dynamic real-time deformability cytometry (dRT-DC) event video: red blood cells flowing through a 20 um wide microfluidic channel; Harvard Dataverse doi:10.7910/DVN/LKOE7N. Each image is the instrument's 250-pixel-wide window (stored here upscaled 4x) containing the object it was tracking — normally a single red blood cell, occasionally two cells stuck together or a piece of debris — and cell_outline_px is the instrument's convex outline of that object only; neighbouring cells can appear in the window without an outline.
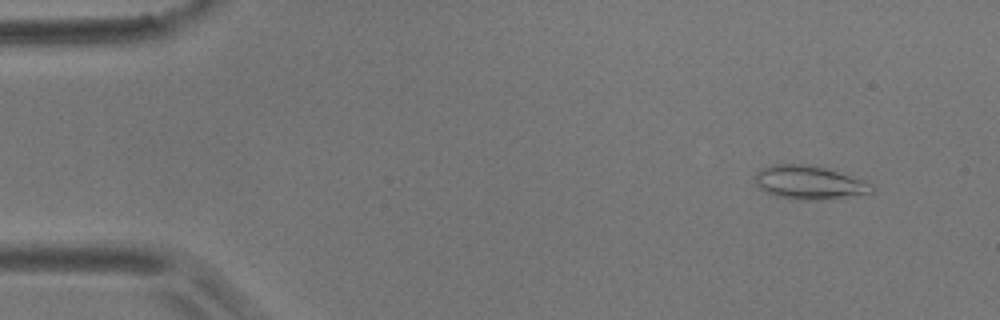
{"species": "common noctule bat (a hibernating species)", "species_latin": "Nyctalus noctula", "temperature_condition": "room temperature", "stored_images_in_passage": 55, "camera_frame_rate_fps": 3000, "um_per_image_px": 0.085, "animal": {"sex": "male", "body_mass_g": 17.9}, "frame": {"image": 1, "passage_image": 5, "time_ms": 1.333, "image_size_px": [1000, 320], "cell_outline_px": [[876, 188], [872, 192], [820, 200], [792, 200], [776, 196], [760, 188], [756, 184], [756, 172], [760, 168], [772, 164], [808, 164], [824, 168], [864, 180], [872, 184]], "centroid_in_image_um": [68.75, 15.51], "position_along_channel_um": 16.2, "area_um2": 22.72}}
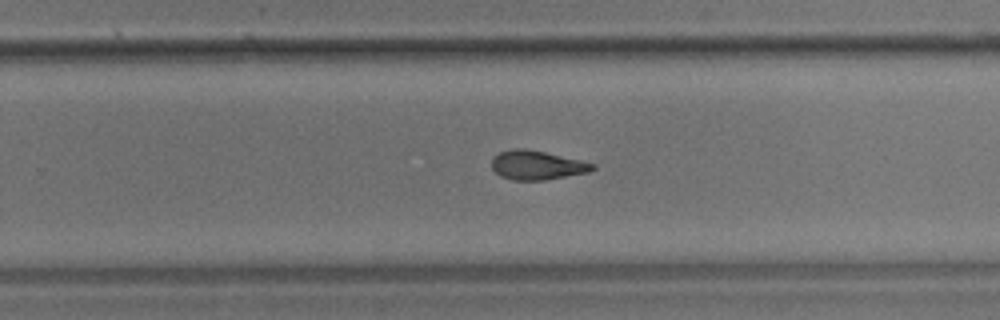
{"frame": {"image": 2, "passage_image": 35, "time_ms": 11.333, "image_size_px": [1000, 320], "cell_outline_px": [[596, 168], [588, 172], [544, 180], [512, 180], [500, 176], [492, 168], [492, 156], [500, 152], [512, 148], [524, 148], [544, 152], [580, 160], [596, 164]], "centroid_in_image_um": [45.61, 14.03], "position_along_channel_um": 284.2, "area_um2": 17.05}}
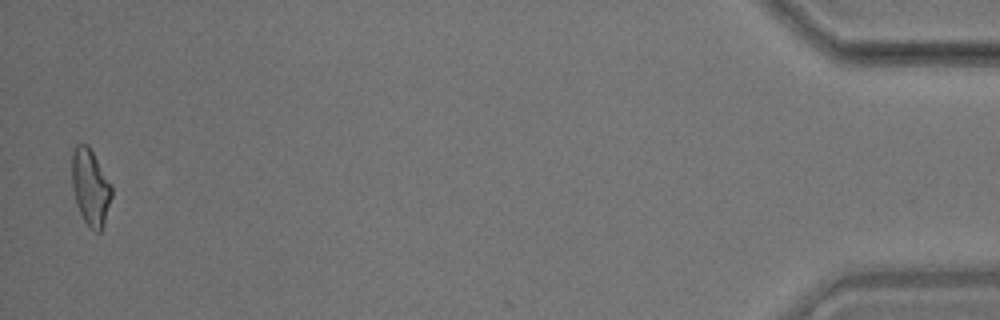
{"frame": {"image": 3, "passage_image": 54, "time_ms": 17.667, "image_size_px": [1000, 320], "cell_outline_px": [[112, 196], [104, 224], [100, 232], [96, 232], [84, 220], [76, 204], [72, 188], [72, 152], [76, 144], [88, 144], [112, 184]], "centroid_in_image_um": [7.69, 15.88], "position_along_channel_um": 427.5, "area_um2": 17.74}, "authors_computed_cell_mechanics": {"area_um2": 17.7446, "velocity_mm_per_s": 3.6661, "shape_relaxation_time_tau1_ms": 5.7829, "shape_relaxation_time_tau2_ms": 4.7969, "deformation_change_tau1": 0.163, "deformation_change_tau2": 0.1334}}